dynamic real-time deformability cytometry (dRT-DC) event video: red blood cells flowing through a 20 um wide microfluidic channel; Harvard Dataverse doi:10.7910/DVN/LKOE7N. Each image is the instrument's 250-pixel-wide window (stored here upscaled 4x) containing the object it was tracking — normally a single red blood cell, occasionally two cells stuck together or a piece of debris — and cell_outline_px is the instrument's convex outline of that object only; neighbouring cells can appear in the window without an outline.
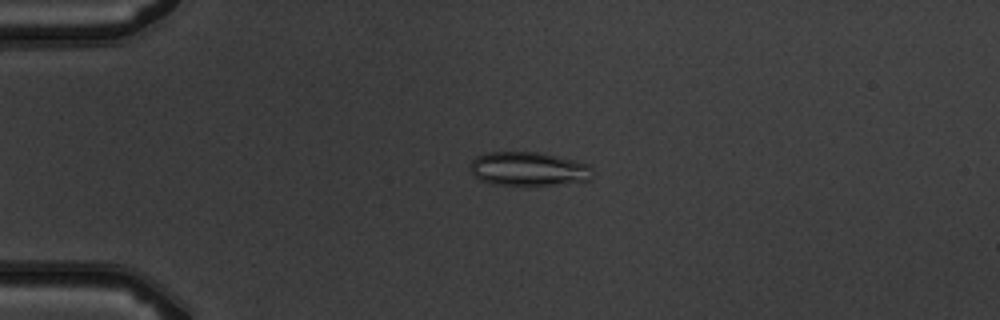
{"species": "common noctule bat (a hibernating species)", "species_latin": "Nyctalus noctula", "temperature_condition": "warm", "stored_images_in_passage": 4, "camera_frame_rate_fps": 3000, "um_per_image_px": 0.085, "animal": {"sex": "male", "body_mass_g": 19.5, "forearm_length_mm": 54.6}, "frame": {"image": 1, "passage_image": 3, "time_ms": 3.0, "image_size_px": [1000, 320], "cell_outline_px": [[592, 168], [588, 180], [528, 188], [524, 188], [492, 184], [480, 180], [472, 172], [468, 164], [476, 156], [488, 152], [536, 152], [576, 160], [592, 164]], "centroid_in_image_um": [44.89, 14.39], "position_along_channel_um": 40.1, "area_um2": 24.91}}